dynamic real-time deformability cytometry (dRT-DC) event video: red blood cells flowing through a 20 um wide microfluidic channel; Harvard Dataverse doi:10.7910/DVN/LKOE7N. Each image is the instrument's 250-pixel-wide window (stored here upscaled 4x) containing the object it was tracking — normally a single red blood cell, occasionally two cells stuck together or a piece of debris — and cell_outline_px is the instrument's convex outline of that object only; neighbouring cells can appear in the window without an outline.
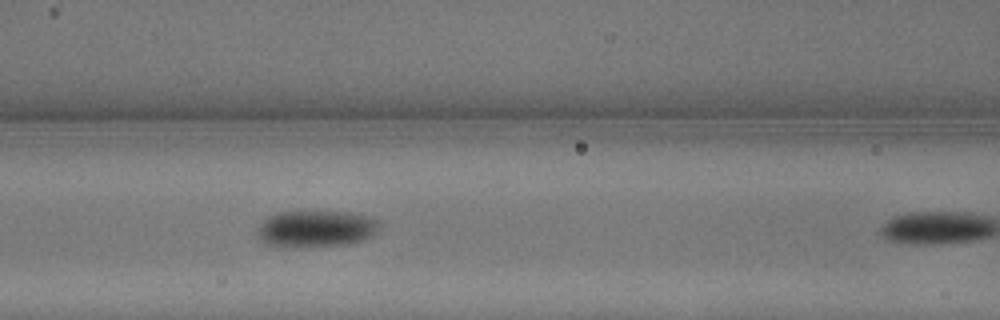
{"species": "common noctule bat (a hibernating species)", "species_latin": "Nyctalus noctula", "temperature_condition": "warm", "stored_images_in_passage": 6, "segment_of_instrument_passage": [1, 2], "camera_frame_rate_fps": 3000, "um_per_image_px": 0.085, "animal": {"sex": "male", "body_mass_g": 13.3}, "frame": {"image": 1, "passage_image": 5, "time_ms": 1.333, "image_size_px": [1000, 320], "cell_outline_px": [[380, 224], [376, 232], [372, 236], [364, 240], [348, 244], [304, 248], [264, 244], [260, 240], [260, 224], [268, 216], [280, 212], [348, 212], [368, 216], [380, 220]], "centroid_in_image_um": [26.91, 19.46], "position_along_channel_um": 139.7, "area_um2": 26.13}}